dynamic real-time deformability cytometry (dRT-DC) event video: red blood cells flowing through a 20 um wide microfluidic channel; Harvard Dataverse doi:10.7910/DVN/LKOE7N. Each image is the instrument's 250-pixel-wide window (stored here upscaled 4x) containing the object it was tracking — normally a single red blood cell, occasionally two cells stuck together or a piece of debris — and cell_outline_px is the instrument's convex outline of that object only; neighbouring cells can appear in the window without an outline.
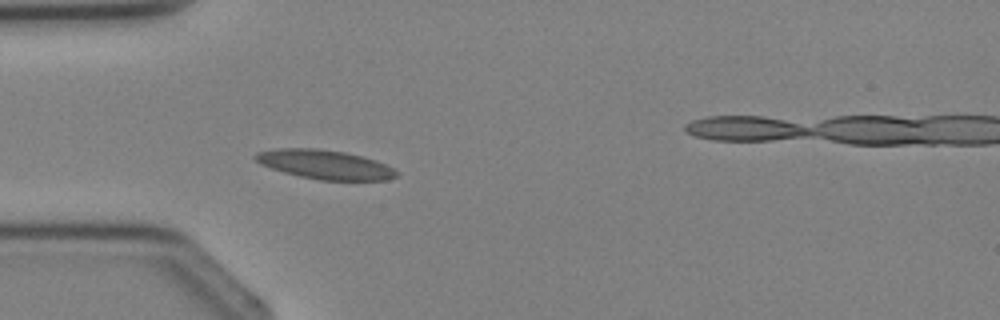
{"species": "Egyptian fruit bat (a non-hibernating species)", "species_latin": "Rousettus aegyptiacus", "temperature_condition": "cold", "stored_images_in_passage": 5, "camera_frame_rate_fps": 3000, "um_per_image_px": 0.085, "animal": {"sex": "female"}, "frame": {"image": 1, "passage_image": 4, "time_ms": 3.667, "image_size_px": [1000, 320], "cell_outline_px": [[400, 172], [396, 176], [388, 180], [320, 180], [300, 176], [284, 172], [260, 164], [252, 156], [256, 152], [276, 148], [316, 148], [344, 152], [376, 160]], "centroid_in_image_um": [27.59, 13.98], "position_along_channel_um": 57.4, "area_um2": 23.87}}